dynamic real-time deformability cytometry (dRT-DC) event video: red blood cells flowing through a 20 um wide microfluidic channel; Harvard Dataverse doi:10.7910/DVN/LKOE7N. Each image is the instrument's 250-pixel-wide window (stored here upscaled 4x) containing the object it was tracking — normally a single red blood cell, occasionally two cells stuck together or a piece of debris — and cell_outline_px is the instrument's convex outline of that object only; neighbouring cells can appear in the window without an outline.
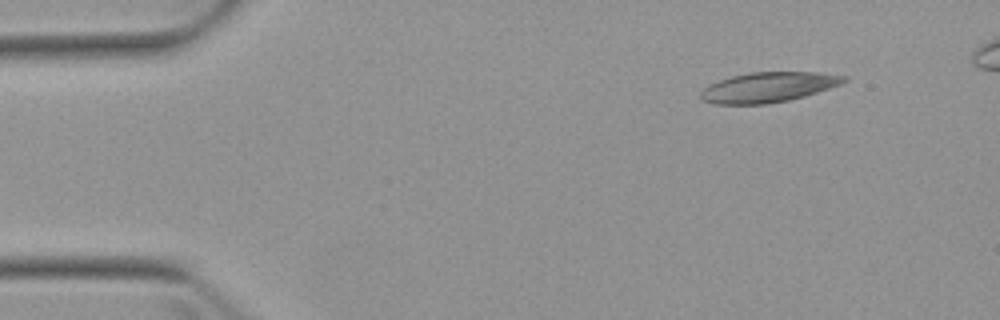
{"species": "Egyptian fruit bat (a non-hibernating species)", "species_latin": "Rousettus aegyptiacus", "temperature_condition": "warm", "stored_images_in_passage": 6, "camera_frame_rate_fps": 3000, "um_per_image_px": 0.085, "animal": {"sex": "female"}, "frame": {"image": 1, "passage_image": 1, "time_ms": 0.0, "image_size_px": [1000, 320], "cell_outline_px": [[848, 80], [840, 84], [804, 96], [788, 100], [764, 104], [712, 104], [700, 100], [700, 92], [704, 88], [720, 80], [732, 76], [748, 72], [816, 72], [848, 76]], "centroid_in_image_um": [65.28, 7.41], "position_along_channel_um": 19.7, "area_um2": 24.97}}
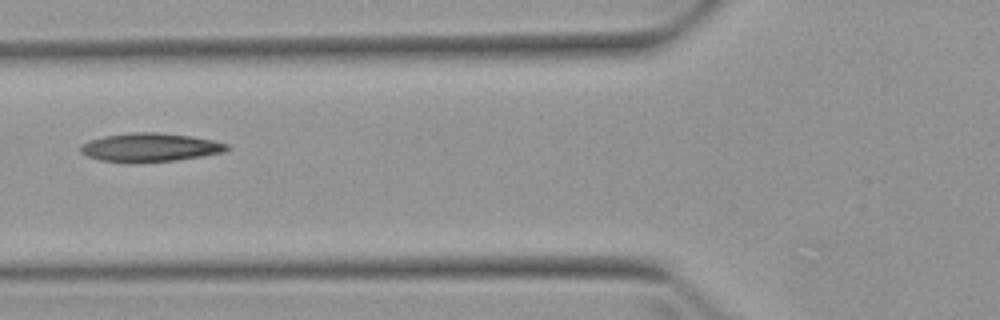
{"frame": {"image": 2, "passage_image": 5, "time_ms": 4.667, "image_size_px": [1000, 320], "cell_outline_px": [[232, 148], [224, 152], [176, 160], [100, 160], [88, 156], [80, 152], [80, 144], [88, 140], [104, 136], [132, 132], [156, 132], [192, 136], [212, 140], [228, 144]], "centroid_in_image_um": [12.78, 12.48], "position_along_channel_um": 113.0, "area_um2": 23.64}}
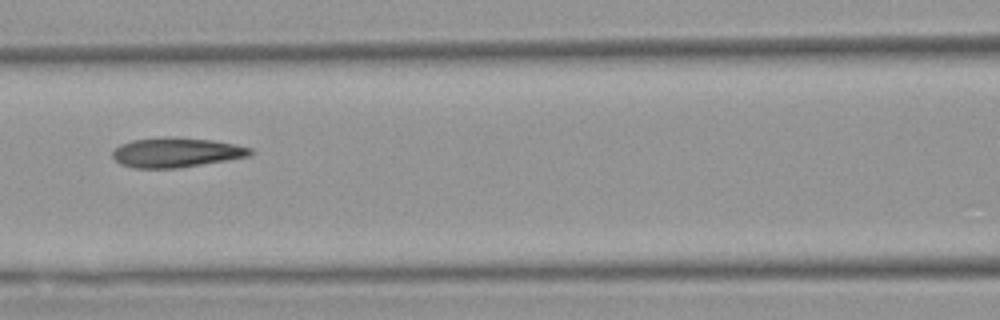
{"frame": {"image": 3, "passage_image": 6, "time_ms": 5.667, "image_size_px": [1000, 320], "cell_outline_px": [[256, 152], [248, 156], [180, 168], [132, 168], [120, 164], [112, 156], [112, 152], [120, 144], [132, 140], [212, 140], [252, 148]], "centroid_in_image_um": [14.98, 13.02], "position_along_channel_um": 151.6, "area_um2": 22.66}}